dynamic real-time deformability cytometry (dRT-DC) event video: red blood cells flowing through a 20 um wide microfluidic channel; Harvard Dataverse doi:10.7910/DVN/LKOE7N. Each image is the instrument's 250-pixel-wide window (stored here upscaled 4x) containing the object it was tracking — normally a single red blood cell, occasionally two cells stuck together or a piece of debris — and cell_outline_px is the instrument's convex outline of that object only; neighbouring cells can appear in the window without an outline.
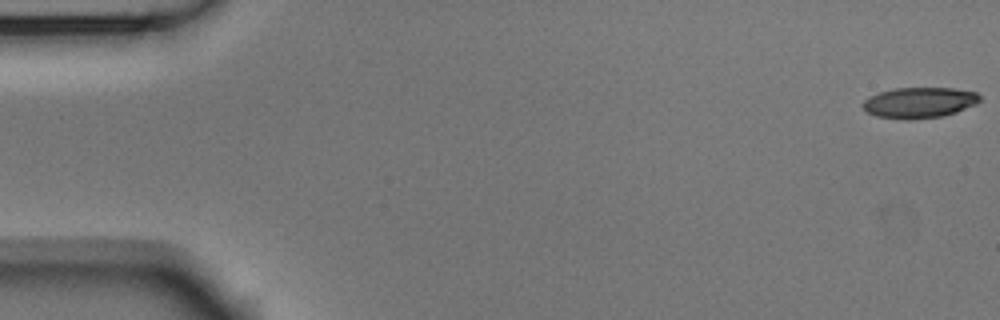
{"species": "Egyptian fruit bat (a non-hibernating species)", "species_latin": "Rousettus aegyptiacus", "temperature_condition": "room temperature", "stored_images_in_passage": 11, "camera_frame_rate_fps": 3000, "um_per_image_px": 0.085, "animal": {"sex": "male"}, "frame": {"image": 1, "passage_image": 1, "time_ms": 0.0, "image_size_px": [1000, 320], "cell_outline_px": [[980, 100], [976, 104], [956, 112], [940, 116], [904, 120], [876, 116], [868, 112], [860, 104], [868, 96], [880, 92], [896, 88], [956, 88], [976, 92], [980, 96]], "centroid_in_image_um": [78.12, 8.71], "position_along_channel_um": 6.9, "area_um2": 20.92}}